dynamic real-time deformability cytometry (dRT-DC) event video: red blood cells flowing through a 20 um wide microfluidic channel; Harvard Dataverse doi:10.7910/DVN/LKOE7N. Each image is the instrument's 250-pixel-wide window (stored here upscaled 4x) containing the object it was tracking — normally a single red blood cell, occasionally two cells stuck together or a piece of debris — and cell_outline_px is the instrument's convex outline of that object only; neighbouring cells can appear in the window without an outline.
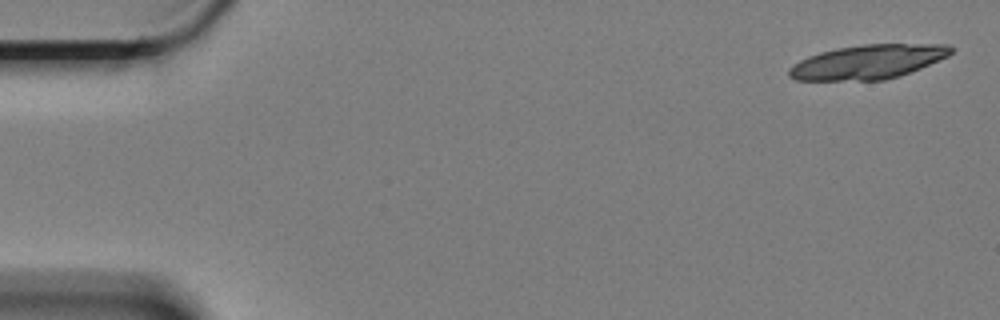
{"species": "Egyptian fruit bat (a non-hibernating species)", "species_latin": "Rousettus aegyptiacus", "temperature_condition": "cold", "stored_images_in_passage": 13, "camera_frame_rate_fps": 3000, "um_per_image_px": 0.085, "animal": {"sex": "female"}, "frame": {"image": 1, "passage_image": 1, "time_ms": 0.0, "image_size_px": [1000, 320], "cell_outline_px": [[956, 48], [948, 56], [920, 68], [900, 76], [884, 80], [796, 80], [788, 76], [788, 68], [792, 64], [808, 56], [820, 52], [836, 48], [864, 44], [948, 44]], "centroid_in_image_um": [73.77, 5.25], "position_along_channel_um": 11.2, "area_um2": 32.37}}